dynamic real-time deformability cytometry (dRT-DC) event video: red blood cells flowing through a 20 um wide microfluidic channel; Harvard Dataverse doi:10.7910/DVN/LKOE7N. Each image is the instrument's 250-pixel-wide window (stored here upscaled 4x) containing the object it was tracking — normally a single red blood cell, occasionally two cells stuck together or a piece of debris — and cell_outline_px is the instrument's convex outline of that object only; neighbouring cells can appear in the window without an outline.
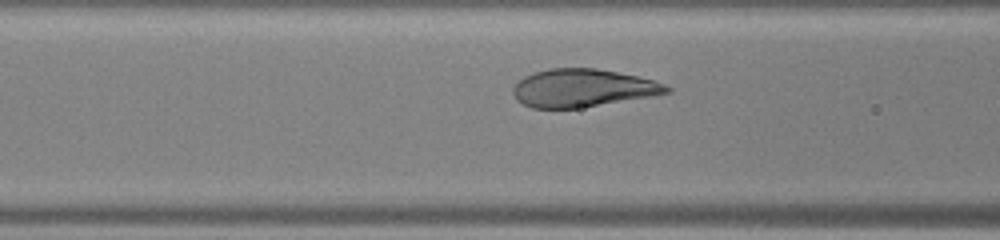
{"species": "human", "species_latin": "Homo sapiens", "temperature_condition": "warm", "stored_images_in_passage": 24, "camera_frame_rate_fps": 3000, "um_per_image_px": 0.085, "donor": {"sex": "male"}, "frame": {"image": 1, "passage_image": 5, "time_ms": 1.333, "image_size_px": [1000, 240], "cell_outline_px": [[672, 92], [656, 96], [576, 108], [532, 108], [516, 100], [512, 92], [512, 88], [524, 76], [548, 68], [596, 68], [636, 76], [652, 80], [664, 84], [672, 88]], "centroid_in_image_um": [49.54, 7.49], "position_along_channel_um": 117.1, "area_um2": 33.87}}
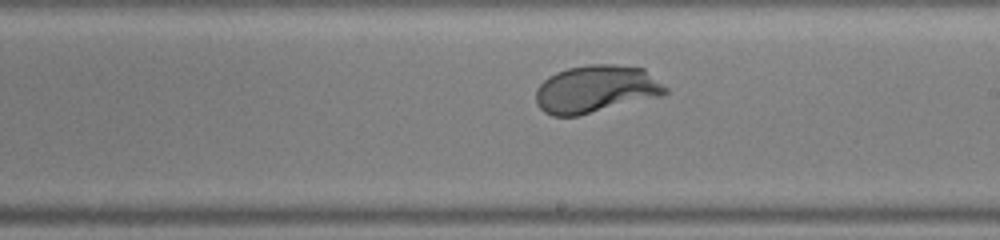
{"frame": {"image": 2, "passage_image": 13, "time_ms": 4.0, "image_size_px": [1000, 240], "cell_outline_px": [[668, 92], [660, 96], [576, 116], [552, 116], [544, 112], [536, 104], [536, 88], [548, 76], [556, 72], [568, 68], [588, 64], [616, 64], [644, 68], [668, 88]], "centroid_in_image_um": [50.64, 7.56], "position_along_channel_um": 238.4, "area_um2": 35.89}}
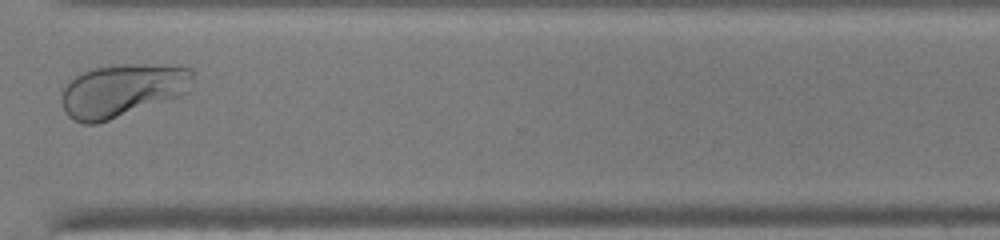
{"frame": {"image": 3, "passage_image": 21, "time_ms": 6.667, "image_size_px": [1000, 240], "cell_outline_px": [[192, 80], [184, 92], [180, 96], [96, 124], [84, 124], [68, 116], [60, 100], [64, 88], [72, 76], [96, 68], [124, 64], [176, 64], [192, 68]], "centroid_in_image_um": [10.39, 7.66], "position_along_channel_um": 360.2, "area_um2": 40.34}}